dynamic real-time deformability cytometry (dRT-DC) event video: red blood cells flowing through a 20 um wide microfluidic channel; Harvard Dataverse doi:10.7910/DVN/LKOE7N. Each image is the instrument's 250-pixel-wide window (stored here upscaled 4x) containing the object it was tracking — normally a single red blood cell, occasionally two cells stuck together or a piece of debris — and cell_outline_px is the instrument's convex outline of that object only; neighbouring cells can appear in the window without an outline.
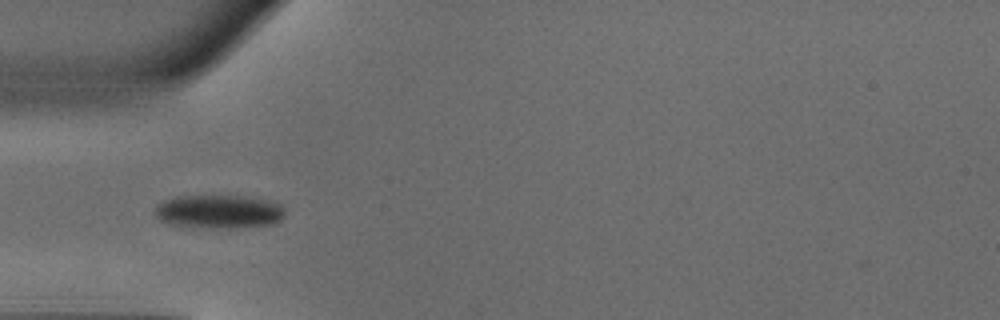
{"species": "common noctule bat (a hibernating species)", "species_latin": "Nyctalus noctula", "temperature_condition": "warm", "stored_images_in_passage": 36, "camera_frame_rate_fps": 3000, "um_per_image_px": 0.085, "animal": {"sex": "male", "body_mass_g": 18.8}, "frame": {"image": 1, "passage_image": 2, "time_ms": 0.333, "image_size_px": [1000, 320], "cell_outline_px": [[284, 216], [280, 220], [268, 224], [232, 228], [212, 228], [172, 224], [160, 220], [156, 216], [156, 204], [164, 200], [176, 196], [244, 196], [280, 204], [284, 208]], "centroid_in_image_um": [18.58, 17.98], "position_along_channel_um": 66.4, "area_um2": 25.03}}
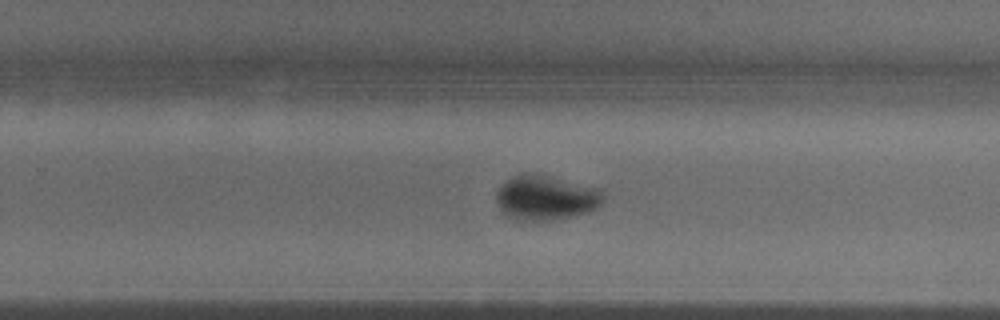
{"frame": {"image": 2, "passage_image": 18, "time_ms": 5.667, "image_size_px": [1000, 320], "cell_outline_px": [[604, 200], [596, 208], [588, 212], [572, 216], [552, 220], [516, 220], [508, 216], [500, 208], [496, 200], [496, 192], [500, 184], [504, 180], [512, 176], [524, 172], [536, 172], [600, 188], [604, 196]], "centroid_in_image_um": [46.38, 16.77], "position_along_channel_um": 283.4, "area_um2": 28.38}}
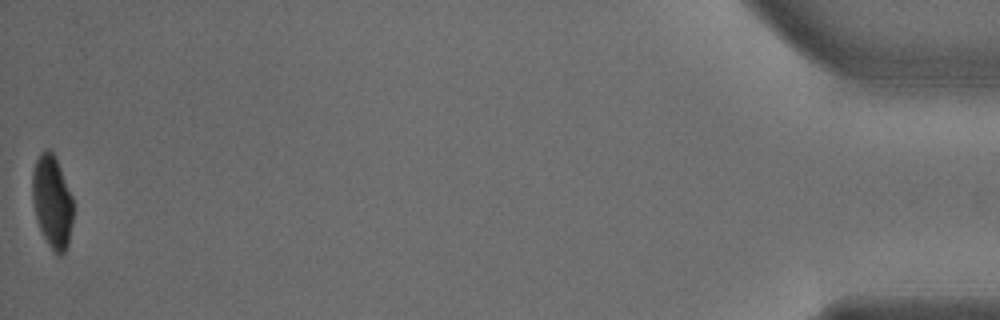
{"frame": {"image": 3, "passage_image": 36, "time_ms": 11.667, "image_size_px": [1000, 320], "cell_outline_px": [[72, 224], [68, 244], [64, 252], [60, 256], [52, 252], [40, 228], [36, 216], [32, 200], [32, 172], [36, 160], [40, 152], [44, 148], [48, 148], [52, 152], [60, 168], [72, 196]], "centroid_in_image_um": [4.42, 17.14], "position_along_channel_um": 430.8, "area_um2": 21.91}, "authors_computed_cell_mechanics": {"area_um2": 25.6343, "velocity_mm_per_s": 4.0682, "shape_relaxation_time_tau1_ms": 2.7185, "shape_relaxation_time_tau2_ms": null, "deformation_change_tau1": 0.1824, "deformation_change_tau2": null}}